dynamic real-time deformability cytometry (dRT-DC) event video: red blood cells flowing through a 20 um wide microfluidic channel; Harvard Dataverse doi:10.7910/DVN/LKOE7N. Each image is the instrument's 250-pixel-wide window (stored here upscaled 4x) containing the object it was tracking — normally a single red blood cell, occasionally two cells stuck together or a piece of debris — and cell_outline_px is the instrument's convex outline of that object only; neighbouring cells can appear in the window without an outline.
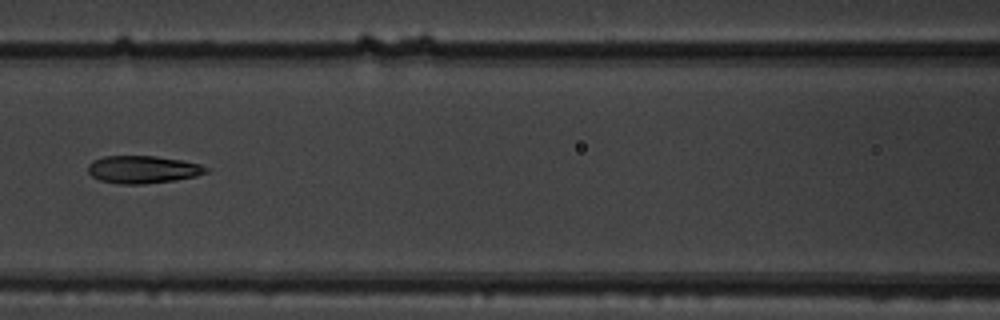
{"species": "common noctule bat (a hibernating species)", "species_latin": "Nyctalus noctula", "temperature_condition": "warm", "stored_images_in_passage": 4, "camera_frame_rate_fps": 3000, "um_per_image_px": 0.085, "animal": {"sex": "male", "body_mass_g": 19.5, "forearm_length_mm": 54.6}, "frame": {"image": 1, "passage_image": 4, "time_ms": 1.0, "image_size_px": [1000, 320], "cell_outline_px": [[212, 168], [208, 172], [196, 176], [176, 180], [144, 184], [120, 184], [100, 180], [92, 176], [88, 172], [88, 164], [92, 160], [104, 156], [156, 156], [180, 160], [200, 164]], "centroid_in_image_um": [12.16, 14.4], "position_along_channel_um": 154.4, "area_um2": 19.13}}